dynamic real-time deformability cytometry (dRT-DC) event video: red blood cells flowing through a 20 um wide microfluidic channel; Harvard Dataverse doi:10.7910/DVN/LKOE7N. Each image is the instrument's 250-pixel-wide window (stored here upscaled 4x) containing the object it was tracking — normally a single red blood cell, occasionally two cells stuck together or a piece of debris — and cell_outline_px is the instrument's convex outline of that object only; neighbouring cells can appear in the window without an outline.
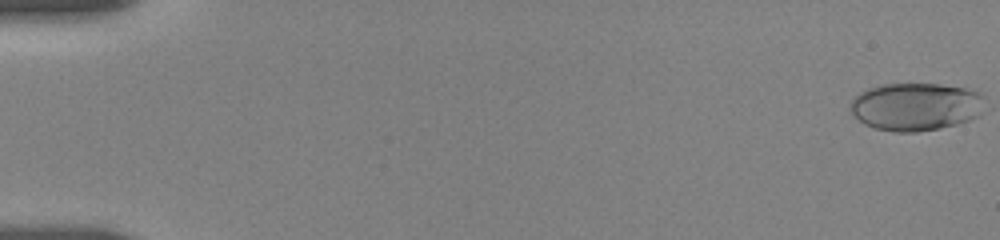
{"species": "human", "species_latin": "Homo sapiens", "temperature_condition": "room temperature", "stored_images_in_passage": 63, "camera_frame_rate_fps": 3000, "um_per_image_px": 0.085, "donor": {"sex": "female"}, "frame": {"image": 1, "passage_image": 1, "time_ms": 0.0, "image_size_px": [1000, 240], "cell_outline_px": [[984, 100], [976, 116], [968, 120], [956, 124], [940, 128], [916, 132], [892, 132], [876, 128], [864, 124], [852, 112], [852, 100], [860, 92], [868, 88], [884, 84], [940, 84], [964, 88], [980, 92], [984, 96]], "centroid_in_image_um": [77.84, 9.06], "position_along_channel_um": 7.2, "area_um2": 37.11}}
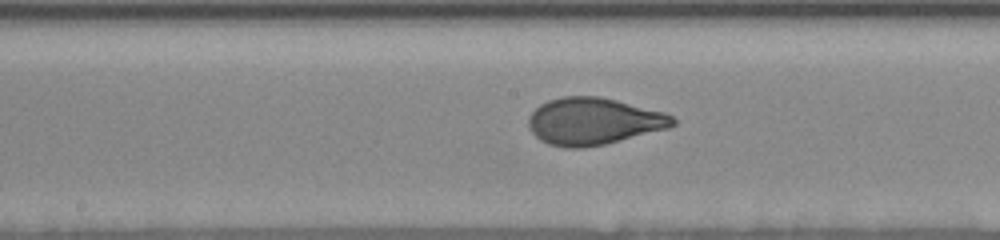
{"frame": {"image": 2, "passage_image": 35, "time_ms": 9.667, "image_size_px": [1000, 240], "cell_outline_px": [[676, 124], [668, 128], [604, 144], [584, 148], [564, 148], [548, 144], [540, 140], [532, 132], [528, 124], [528, 116], [540, 104], [548, 100], [560, 96], [600, 96], [664, 112], [672, 116], [676, 120]], "centroid_in_image_um": [50.42, 10.3], "position_along_channel_um": 197.8, "area_um2": 39.54}}
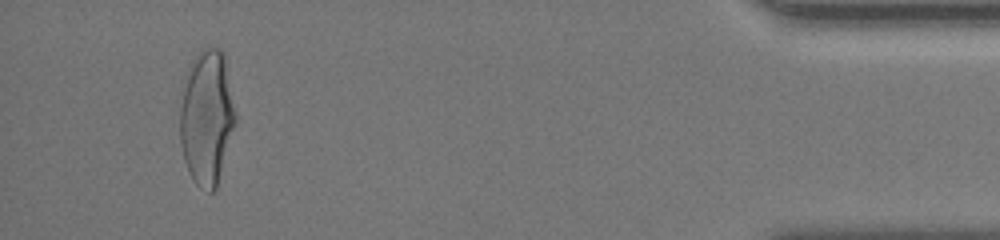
{"frame": {"image": 3, "passage_image": 60, "time_ms": 17.333, "image_size_px": [1000, 240], "cell_outline_px": [[236, 124], [216, 188], [212, 192], [208, 192], [200, 188], [196, 184], [188, 172], [184, 160], [180, 144], [180, 84], [192, 60], [204, 48], [220, 48], [224, 52], [236, 116]], "centroid_in_image_um": [17.55, 9.97], "position_along_channel_um": 417.7, "area_um2": 44.22}, "authors_computed_cell_mechanics": {"area_um2": 39.015, "velocity_mm_per_s": 3.6634, "shape_relaxation_time_tau1_ms": 3.5612, "shape_relaxation_time_tau2_ms": null, "deformation_change_tau1": 0.1666, "deformation_change_tau2": null}}